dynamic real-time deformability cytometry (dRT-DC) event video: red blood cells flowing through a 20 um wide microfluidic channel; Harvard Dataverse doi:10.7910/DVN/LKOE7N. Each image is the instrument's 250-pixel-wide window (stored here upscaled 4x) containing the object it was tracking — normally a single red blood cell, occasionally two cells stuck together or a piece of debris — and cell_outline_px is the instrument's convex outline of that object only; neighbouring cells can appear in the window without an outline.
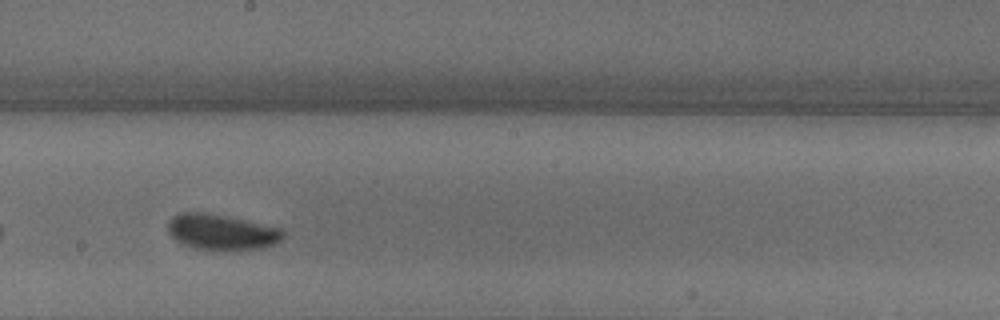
{"species": "common noctule bat (a hibernating species)", "species_latin": "Nyctalus noctula", "temperature_condition": "warm", "stored_images_in_passage": 24, "camera_frame_rate_fps": 3000, "um_per_image_px": 0.085, "animal": {"sex": "male", "body_mass_g": 18.8}, "frame": {"image": 1, "passage_image": 14, "time_ms": 4.333, "image_size_px": [1000, 320], "cell_outline_px": [[284, 236], [276, 244], [260, 248], [192, 248], [176, 240], [168, 232], [168, 220], [172, 216], [184, 212], [200, 212], [224, 216], [284, 228]], "centroid_in_image_um": [18.84, 19.69], "position_along_channel_um": 229.4, "area_um2": 23.29}}